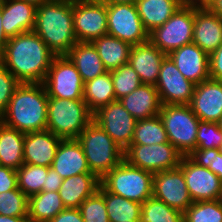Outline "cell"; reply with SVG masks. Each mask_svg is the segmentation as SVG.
Instances as JSON below:
<instances>
[{
    "instance_id": "obj_15",
    "label": "cell",
    "mask_w": 222,
    "mask_h": 222,
    "mask_svg": "<svg viewBox=\"0 0 222 222\" xmlns=\"http://www.w3.org/2000/svg\"><path fill=\"white\" fill-rule=\"evenodd\" d=\"M73 24L77 42H92L107 34V4L73 0Z\"/></svg>"
},
{
    "instance_id": "obj_1",
    "label": "cell",
    "mask_w": 222,
    "mask_h": 222,
    "mask_svg": "<svg viewBox=\"0 0 222 222\" xmlns=\"http://www.w3.org/2000/svg\"><path fill=\"white\" fill-rule=\"evenodd\" d=\"M56 55L33 31L10 37L0 63L20 83H43Z\"/></svg>"
},
{
    "instance_id": "obj_52",
    "label": "cell",
    "mask_w": 222,
    "mask_h": 222,
    "mask_svg": "<svg viewBox=\"0 0 222 222\" xmlns=\"http://www.w3.org/2000/svg\"><path fill=\"white\" fill-rule=\"evenodd\" d=\"M21 1H25L31 4H34L36 7L40 6L41 4H44L45 2L49 1V0H21Z\"/></svg>"
},
{
    "instance_id": "obj_6",
    "label": "cell",
    "mask_w": 222,
    "mask_h": 222,
    "mask_svg": "<svg viewBox=\"0 0 222 222\" xmlns=\"http://www.w3.org/2000/svg\"><path fill=\"white\" fill-rule=\"evenodd\" d=\"M100 184L112 194L142 204L152 197L153 173L134 167L124 159L100 179Z\"/></svg>"
},
{
    "instance_id": "obj_25",
    "label": "cell",
    "mask_w": 222,
    "mask_h": 222,
    "mask_svg": "<svg viewBox=\"0 0 222 222\" xmlns=\"http://www.w3.org/2000/svg\"><path fill=\"white\" fill-rule=\"evenodd\" d=\"M100 186V178L95 173L78 174L63 179L59 189L65 208L79 209L82 202L93 195Z\"/></svg>"
},
{
    "instance_id": "obj_38",
    "label": "cell",
    "mask_w": 222,
    "mask_h": 222,
    "mask_svg": "<svg viewBox=\"0 0 222 222\" xmlns=\"http://www.w3.org/2000/svg\"><path fill=\"white\" fill-rule=\"evenodd\" d=\"M29 198L19 189L0 193V214L11 217H28Z\"/></svg>"
},
{
    "instance_id": "obj_11",
    "label": "cell",
    "mask_w": 222,
    "mask_h": 222,
    "mask_svg": "<svg viewBox=\"0 0 222 222\" xmlns=\"http://www.w3.org/2000/svg\"><path fill=\"white\" fill-rule=\"evenodd\" d=\"M43 85L48 97L83 99L84 83L66 55L54 57Z\"/></svg>"
},
{
    "instance_id": "obj_53",
    "label": "cell",
    "mask_w": 222,
    "mask_h": 222,
    "mask_svg": "<svg viewBox=\"0 0 222 222\" xmlns=\"http://www.w3.org/2000/svg\"><path fill=\"white\" fill-rule=\"evenodd\" d=\"M114 3H135V0H107V4Z\"/></svg>"
},
{
    "instance_id": "obj_14",
    "label": "cell",
    "mask_w": 222,
    "mask_h": 222,
    "mask_svg": "<svg viewBox=\"0 0 222 222\" xmlns=\"http://www.w3.org/2000/svg\"><path fill=\"white\" fill-rule=\"evenodd\" d=\"M195 85L177 69L172 59L166 55L162 61L155 85L163 104H189Z\"/></svg>"
},
{
    "instance_id": "obj_23",
    "label": "cell",
    "mask_w": 222,
    "mask_h": 222,
    "mask_svg": "<svg viewBox=\"0 0 222 222\" xmlns=\"http://www.w3.org/2000/svg\"><path fill=\"white\" fill-rule=\"evenodd\" d=\"M36 6L21 0H8L2 4V26L8 38L33 31Z\"/></svg>"
},
{
    "instance_id": "obj_2",
    "label": "cell",
    "mask_w": 222,
    "mask_h": 222,
    "mask_svg": "<svg viewBox=\"0 0 222 222\" xmlns=\"http://www.w3.org/2000/svg\"><path fill=\"white\" fill-rule=\"evenodd\" d=\"M33 32L56 55H66L77 43L73 0H49L36 7Z\"/></svg>"
},
{
    "instance_id": "obj_40",
    "label": "cell",
    "mask_w": 222,
    "mask_h": 222,
    "mask_svg": "<svg viewBox=\"0 0 222 222\" xmlns=\"http://www.w3.org/2000/svg\"><path fill=\"white\" fill-rule=\"evenodd\" d=\"M222 131L219 123L200 121L196 138V149L220 148Z\"/></svg>"
},
{
    "instance_id": "obj_47",
    "label": "cell",
    "mask_w": 222,
    "mask_h": 222,
    "mask_svg": "<svg viewBox=\"0 0 222 222\" xmlns=\"http://www.w3.org/2000/svg\"><path fill=\"white\" fill-rule=\"evenodd\" d=\"M8 40L9 38L4 33V29L2 26V4L0 3V54L3 52Z\"/></svg>"
},
{
    "instance_id": "obj_57",
    "label": "cell",
    "mask_w": 222,
    "mask_h": 222,
    "mask_svg": "<svg viewBox=\"0 0 222 222\" xmlns=\"http://www.w3.org/2000/svg\"><path fill=\"white\" fill-rule=\"evenodd\" d=\"M8 0H0V3L3 4V3H6Z\"/></svg>"
},
{
    "instance_id": "obj_30",
    "label": "cell",
    "mask_w": 222,
    "mask_h": 222,
    "mask_svg": "<svg viewBox=\"0 0 222 222\" xmlns=\"http://www.w3.org/2000/svg\"><path fill=\"white\" fill-rule=\"evenodd\" d=\"M83 100L92 114L110 102L116 101L110 71L84 83Z\"/></svg>"
},
{
    "instance_id": "obj_5",
    "label": "cell",
    "mask_w": 222,
    "mask_h": 222,
    "mask_svg": "<svg viewBox=\"0 0 222 222\" xmlns=\"http://www.w3.org/2000/svg\"><path fill=\"white\" fill-rule=\"evenodd\" d=\"M92 121L93 114L83 99L48 97L46 129L61 139H77Z\"/></svg>"
},
{
    "instance_id": "obj_45",
    "label": "cell",
    "mask_w": 222,
    "mask_h": 222,
    "mask_svg": "<svg viewBox=\"0 0 222 222\" xmlns=\"http://www.w3.org/2000/svg\"><path fill=\"white\" fill-rule=\"evenodd\" d=\"M49 222H84L79 209L65 208Z\"/></svg>"
},
{
    "instance_id": "obj_34",
    "label": "cell",
    "mask_w": 222,
    "mask_h": 222,
    "mask_svg": "<svg viewBox=\"0 0 222 222\" xmlns=\"http://www.w3.org/2000/svg\"><path fill=\"white\" fill-rule=\"evenodd\" d=\"M49 168L24 163L16 170L18 188L28 198L42 192L43 186L46 184V175Z\"/></svg>"
},
{
    "instance_id": "obj_24",
    "label": "cell",
    "mask_w": 222,
    "mask_h": 222,
    "mask_svg": "<svg viewBox=\"0 0 222 222\" xmlns=\"http://www.w3.org/2000/svg\"><path fill=\"white\" fill-rule=\"evenodd\" d=\"M119 101L136 120L158 116L162 107L156 87L143 83Z\"/></svg>"
},
{
    "instance_id": "obj_3",
    "label": "cell",
    "mask_w": 222,
    "mask_h": 222,
    "mask_svg": "<svg viewBox=\"0 0 222 222\" xmlns=\"http://www.w3.org/2000/svg\"><path fill=\"white\" fill-rule=\"evenodd\" d=\"M47 109L48 96L43 83H21L0 121L25 134L42 131L47 126Z\"/></svg>"
},
{
    "instance_id": "obj_44",
    "label": "cell",
    "mask_w": 222,
    "mask_h": 222,
    "mask_svg": "<svg viewBox=\"0 0 222 222\" xmlns=\"http://www.w3.org/2000/svg\"><path fill=\"white\" fill-rule=\"evenodd\" d=\"M209 76L222 81V44L209 55Z\"/></svg>"
},
{
    "instance_id": "obj_39",
    "label": "cell",
    "mask_w": 222,
    "mask_h": 222,
    "mask_svg": "<svg viewBox=\"0 0 222 222\" xmlns=\"http://www.w3.org/2000/svg\"><path fill=\"white\" fill-rule=\"evenodd\" d=\"M84 222H110L104 196L97 190L79 208Z\"/></svg>"
},
{
    "instance_id": "obj_58",
    "label": "cell",
    "mask_w": 222,
    "mask_h": 222,
    "mask_svg": "<svg viewBox=\"0 0 222 222\" xmlns=\"http://www.w3.org/2000/svg\"><path fill=\"white\" fill-rule=\"evenodd\" d=\"M219 149H220V152L222 153V143H221V146H220V148H219Z\"/></svg>"
},
{
    "instance_id": "obj_46",
    "label": "cell",
    "mask_w": 222,
    "mask_h": 222,
    "mask_svg": "<svg viewBox=\"0 0 222 222\" xmlns=\"http://www.w3.org/2000/svg\"><path fill=\"white\" fill-rule=\"evenodd\" d=\"M62 182L63 179L61 176L52 167H50L46 175V184H44L42 191H59Z\"/></svg>"
},
{
    "instance_id": "obj_22",
    "label": "cell",
    "mask_w": 222,
    "mask_h": 222,
    "mask_svg": "<svg viewBox=\"0 0 222 222\" xmlns=\"http://www.w3.org/2000/svg\"><path fill=\"white\" fill-rule=\"evenodd\" d=\"M62 179L93 173L90 171L82 145L77 139H62L51 166Z\"/></svg>"
},
{
    "instance_id": "obj_50",
    "label": "cell",
    "mask_w": 222,
    "mask_h": 222,
    "mask_svg": "<svg viewBox=\"0 0 222 222\" xmlns=\"http://www.w3.org/2000/svg\"><path fill=\"white\" fill-rule=\"evenodd\" d=\"M0 222H29L28 217H11L0 214Z\"/></svg>"
},
{
    "instance_id": "obj_17",
    "label": "cell",
    "mask_w": 222,
    "mask_h": 222,
    "mask_svg": "<svg viewBox=\"0 0 222 222\" xmlns=\"http://www.w3.org/2000/svg\"><path fill=\"white\" fill-rule=\"evenodd\" d=\"M189 106L200 121L218 123L222 117V81L209 78L196 84Z\"/></svg>"
},
{
    "instance_id": "obj_48",
    "label": "cell",
    "mask_w": 222,
    "mask_h": 222,
    "mask_svg": "<svg viewBox=\"0 0 222 222\" xmlns=\"http://www.w3.org/2000/svg\"><path fill=\"white\" fill-rule=\"evenodd\" d=\"M208 9L222 19V0H216Z\"/></svg>"
},
{
    "instance_id": "obj_36",
    "label": "cell",
    "mask_w": 222,
    "mask_h": 222,
    "mask_svg": "<svg viewBox=\"0 0 222 222\" xmlns=\"http://www.w3.org/2000/svg\"><path fill=\"white\" fill-rule=\"evenodd\" d=\"M183 222H222V201L193 202L183 213Z\"/></svg>"
},
{
    "instance_id": "obj_51",
    "label": "cell",
    "mask_w": 222,
    "mask_h": 222,
    "mask_svg": "<svg viewBox=\"0 0 222 222\" xmlns=\"http://www.w3.org/2000/svg\"><path fill=\"white\" fill-rule=\"evenodd\" d=\"M216 0H200V9H208Z\"/></svg>"
},
{
    "instance_id": "obj_12",
    "label": "cell",
    "mask_w": 222,
    "mask_h": 222,
    "mask_svg": "<svg viewBox=\"0 0 222 222\" xmlns=\"http://www.w3.org/2000/svg\"><path fill=\"white\" fill-rule=\"evenodd\" d=\"M95 121L124 151L131 145L136 119L119 100L110 102L93 114Z\"/></svg>"
},
{
    "instance_id": "obj_43",
    "label": "cell",
    "mask_w": 222,
    "mask_h": 222,
    "mask_svg": "<svg viewBox=\"0 0 222 222\" xmlns=\"http://www.w3.org/2000/svg\"><path fill=\"white\" fill-rule=\"evenodd\" d=\"M18 188L17 173L15 169L0 166V193Z\"/></svg>"
},
{
    "instance_id": "obj_42",
    "label": "cell",
    "mask_w": 222,
    "mask_h": 222,
    "mask_svg": "<svg viewBox=\"0 0 222 222\" xmlns=\"http://www.w3.org/2000/svg\"><path fill=\"white\" fill-rule=\"evenodd\" d=\"M21 83L0 63V115L6 110L16 88Z\"/></svg>"
},
{
    "instance_id": "obj_35",
    "label": "cell",
    "mask_w": 222,
    "mask_h": 222,
    "mask_svg": "<svg viewBox=\"0 0 222 222\" xmlns=\"http://www.w3.org/2000/svg\"><path fill=\"white\" fill-rule=\"evenodd\" d=\"M141 222H183V213L150 197L141 204Z\"/></svg>"
},
{
    "instance_id": "obj_20",
    "label": "cell",
    "mask_w": 222,
    "mask_h": 222,
    "mask_svg": "<svg viewBox=\"0 0 222 222\" xmlns=\"http://www.w3.org/2000/svg\"><path fill=\"white\" fill-rule=\"evenodd\" d=\"M165 56L164 52L148 41L131 47L128 63L137 72L143 84L155 86Z\"/></svg>"
},
{
    "instance_id": "obj_27",
    "label": "cell",
    "mask_w": 222,
    "mask_h": 222,
    "mask_svg": "<svg viewBox=\"0 0 222 222\" xmlns=\"http://www.w3.org/2000/svg\"><path fill=\"white\" fill-rule=\"evenodd\" d=\"M135 5L148 33L162 26L180 7L176 0H135Z\"/></svg>"
},
{
    "instance_id": "obj_29",
    "label": "cell",
    "mask_w": 222,
    "mask_h": 222,
    "mask_svg": "<svg viewBox=\"0 0 222 222\" xmlns=\"http://www.w3.org/2000/svg\"><path fill=\"white\" fill-rule=\"evenodd\" d=\"M107 71L129 62L131 45L109 34L92 41Z\"/></svg>"
},
{
    "instance_id": "obj_41",
    "label": "cell",
    "mask_w": 222,
    "mask_h": 222,
    "mask_svg": "<svg viewBox=\"0 0 222 222\" xmlns=\"http://www.w3.org/2000/svg\"><path fill=\"white\" fill-rule=\"evenodd\" d=\"M188 157L197 165L210 169L222 180V153L219 148L195 149Z\"/></svg>"
},
{
    "instance_id": "obj_26",
    "label": "cell",
    "mask_w": 222,
    "mask_h": 222,
    "mask_svg": "<svg viewBox=\"0 0 222 222\" xmlns=\"http://www.w3.org/2000/svg\"><path fill=\"white\" fill-rule=\"evenodd\" d=\"M66 56L76 67L83 83L107 72L92 42H77Z\"/></svg>"
},
{
    "instance_id": "obj_8",
    "label": "cell",
    "mask_w": 222,
    "mask_h": 222,
    "mask_svg": "<svg viewBox=\"0 0 222 222\" xmlns=\"http://www.w3.org/2000/svg\"><path fill=\"white\" fill-rule=\"evenodd\" d=\"M194 7L180 6L160 27L149 33V41L168 55L171 51L192 43Z\"/></svg>"
},
{
    "instance_id": "obj_21",
    "label": "cell",
    "mask_w": 222,
    "mask_h": 222,
    "mask_svg": "<svg viewBox=\"0 0 222 222\" xmlns=\"http://www.w3.org/2000/svg\"><path fill=\"white\" fill-rule=\"evenodd\" d=\"M192 43L208 55L213 53L222 44V19L209 9L194 7Z\"/></svg>"
},
{
    "instance_id": "obj_32",
    "label": "cell",
    "mask_w": 222,
    "mask_h": 222,
    "mask_svg": "<svg viewBox=\"0 0 222 222\" xmlns=\"http://www.w3.org/2000/svg\"><path fill=\"white\" fill-rule=\"evenodd\" d=\"M98 191L104 196L110 222H125L140 219L141 203L112 194L101 184Z\"/></svg>"
},
{
    "instance_id": "obj_28",
    "label": "cell",
    "mask_w": 222,
    "mask_h": 222,
    "mask_svg": "<svg viewBox=\"0 0 222 222\" xmlns=\"http://www.w3.org/2000/svg\"><path fill=\"white\" fill-rule=\"evenodd\" d=\"M24 138L25 133L0 121V166L18 170L24 164Z\"/></svg>"
},
{
    "instance_id": "obj_37",
    "label": "cell",
    "mask_w": 222,
    "mask_h": 222,
    "mask_svg": "<svg viewBox=\"0 0 222 222\" xmlns=\"http://www.w3.org/2000/svg\"><path fill=\"white\" fill-rule=\"evenodd\" d=\"M110 74L113 81L116 100L127 96L142 84L137 72L129 63L111 70Z\"/></svg>"
},
{
    "instance_id": "obj_56",
    "label": "cell",
    "mask_w": 222,
    "mask_h": 222,
    "mask_svg": "<svg viewBox=\"0 0 222 222\" xmlns=\"http://www.w3.org/2000/svg\"><path fill=\"white\" fill-rule=\"evenodd\" d=\"M125 222H141V220H131V221H125Z\"/></svg>"
},
{
    "instance_id": "obj_55",
    "label": "cell",
    "mask_w": 222,
    "mask_h": 222,
    "mask_svg": "<svg viewBox=\"0 0 222 222\" xmlns=\"http://www.w3.org/2000/svg\"><path fill=\"white\" fill-rule=\"evenodd\" d=\"M218 123H219L220 129L222 131V117H221V119H220V121Z\"/></svg>"
},
{
    "instance_id": "obj_16",
    "label": "cell",
    "mask_w": 222,
    "mask_h": 222,
    "mask_svg": "<svg viewBox=\"0 0 222 222\" xmlns=\"http://www.w3.org/2000/svg\"><path fill=\"white\" fill-rule=\"evenodd\" d=\"M152 196L182 213L193 203L179 167L153 174Z\"/></svg>"
},
{
    "instance_id": "obj_49",
    "label": "cell",
    "mask_w": 222,
    "mask_h": 222,
    "mask_svg": "<svg viewBox=\"0 0 222 222\" xmlns=\"http://www.w3.org/2000/svg\"><path fill=\"white\" fill-rule=\"evenodd\" d=\"M182 7H196L200 9V0H176Z\"/></svg>"
},
{
    "instance_id": "obj_19",
    "label": "cell",
    "mask_w": 222,
    "mask_h": 222,
    "mask_svg": "<svg viewBox=\"0 0 222 222\" xmlns=\"http://www.w3.org/2000/svg\"><path fill=\"white\" fill-rule=\"evenodd\" d=\"M62 139L48 129L25 134L24 163L51 167Z\"/></svg>"
},
{
    "instance_id": "obj_7",
    "label": "cell",
    "mask_w": 222,
    "mask_h": 222,
    "mask_svg": "<svg viewBox=\"0 0 222 222\" xmlns=\"http://www.w3.org/2000/svg\"><path fill=\"white\" fill-rule=\"evenodd\" d=\"M159 116L167 132L168 141L183 155L196 149L200 119L189 104H163Z\"/></svg>"
},
{
    "instance_id": "obj_9",
    "label": "cell",
    "mask_w": 222,
    "mask_h": 222,
    "mask_svg": "<svg viewBox=\"0 0 222 222\" xmlns=\"http://www.w3.org/2000/svg\"><path fill=\"white\" fill-rule=\"evenodd\" d=\"M107 34L131 46L149 41L135 3L107 4Z\"/></svg>"
},
{
    "instance_id": "obj_10",
    "label": "cell",
    "mask_w": 222,
    "mask_h": 222,
    "mask_svg": "<svg viewBox=\"0 0 222 222\" xmlns=\"http://www.w3.org/2000/svg\"><path fill=\"white\" fill-rule=\"evenodd\" d=\"M183 155L170 143L130 145L124 151V159L132 166L156 172L172 170L180 166Z\"/></svg>"
},
{
    "instance_id": "obj_18",
    "label": "cell",
    "mask_w": 222,
    "mask_h": 222,
    "mask_svg": "<svg viewBox=\"0 0 222 222\" xmlns=\"http://www.w3.org/2000/svg\"><path fill=\"white\" fill-rule=\"evenodd\" d=\"M168 56L175 63L181 74L194 84L210 78L209 55L198 45L190 43L171 51Z\"/></svg>"
},
{
    "instance_id": "obj_31",
    "label": "cell",
    "mask_w": 222,
    "mask_h": 222,
    "mask_svg": "<svg viewBox=\"0 0 222 222\" xmlns=\"http://www.w3.org/2000/svg\"><path fill=\"white\" fill-rule=\"evenodd\" d=\"M65 209L59 191H42L29 197V222H49Z\"/></svg>"
},
{
    "instance_id": "obj_13",
    "label": "cell",
    "mask_w": 222,
    "mask_h": 222,
    "mask_svg": "<svg viewBox=\"0 0 222 222\" xmlns=\"http://www.w3.org/2000/svg\"><path fill=\"white\" fill-rule=\"evenodd\" d=\"M179 168L193 202L221 199L222 180L210 169L197 165L188 156H183Z\"/></svg>"
},
{
    "instance_id": "obj_4",
    "label": "cell",
    "mask_w": 222,
    "mask_h": 222,
    "mask_svg": "<svg viewBox=\"0 0 222 222\" xmlns=\"http://www.w3.org/2000/svg\"><path fill=\"white\" fill-rule=\"evenodd\" d=\"M89 169L100 179L124 160V150L92 121L78 136Z\"/></svg>"
},
{
    "instance_id": "obj_33",
    "label": "cell",
    "mask_w": 222,
    "mask_h": 222,
    "mask_svg": "<svg viewBox=\"0 0 222 222\" xmlns=\"http://www.w3.org/2000/svg\"><path fill=\"white\" fill-rule=\"evenodd\" d=\"M168 141L160 116L137 120L131 145L162 144Z\"/></svg>"
},
{
    "instance_id": "obj_54",
    "label": "cell",
    "mask_w": 222,
    "mask_h": 222,
    "mask_svg": "<svg viewBox=\"0 0 222 222\" xmlns=\"http://www.w3.org/2000/svg\"><path fill=\"white\" fill-rule=\"evenodd\" d=\"M76 1H82L86 3H105L107 4V0H76Z\"/></svg>"
}]
</instances>
